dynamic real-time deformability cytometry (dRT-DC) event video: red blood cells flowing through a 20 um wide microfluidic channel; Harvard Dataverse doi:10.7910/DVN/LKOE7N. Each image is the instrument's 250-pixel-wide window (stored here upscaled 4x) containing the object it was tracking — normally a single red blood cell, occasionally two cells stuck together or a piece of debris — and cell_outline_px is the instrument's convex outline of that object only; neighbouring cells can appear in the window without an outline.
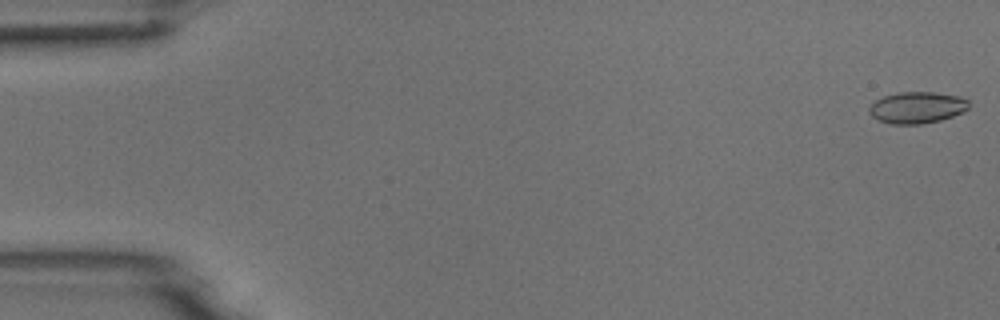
{"species": "common noctule bat (a hibernating species)", "species_latin": "Nyctalus noctula", "temperature_condition": "room temperature", "stored_images_in_passage": 54, "camera_frame_rate_fps": 3000, "um_per_image_px": 0.085, "animal": {"sex": "male", "body_mass_g": 18.8}, "frame": {"image": 1, "passage_image": 1, "time_ms": 0.0, "image_size_px": [1000, 320], "cell_outline_px": [[968, 108], [964, 112], [940, 120], [920, 124], [892, 124], [880, 120], [872, 116], [868, 112], [868, 108], [876, 100], [884, 96], [900, 92], [936, 92], [960, 96], [968, 100]], "centroid_in_image_um": [77.96, 9.13], "position_along_channel_um": 7.0, "area_um2": 18.26}}
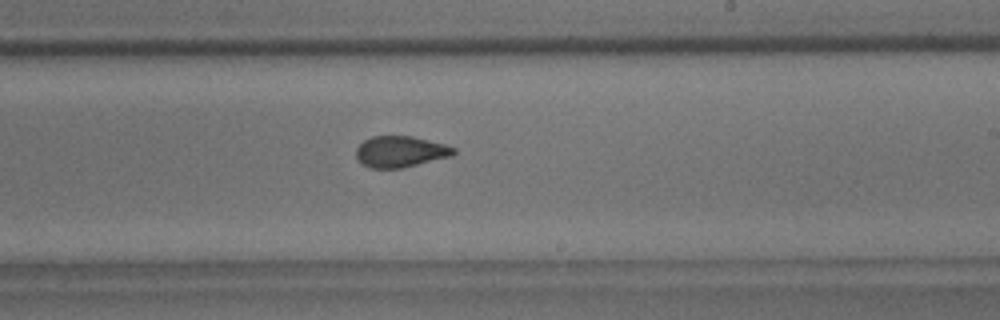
{"frame": {"image": 2, "passage_image": 32, "time_ms": 10.333, "image_size_px": [1000, 320], "cell_outline_px": [[456, 152], [452, 156], [404, 168], [368, 168], [356, 156], [356, 148], [364, 140], [372, 136], [412, 136], [444, 144], [456, 148]], "centroid_in_image_um": [34.05, 12.89], "position_along_channel_um": 254.9, "area_um2": 17.74}}
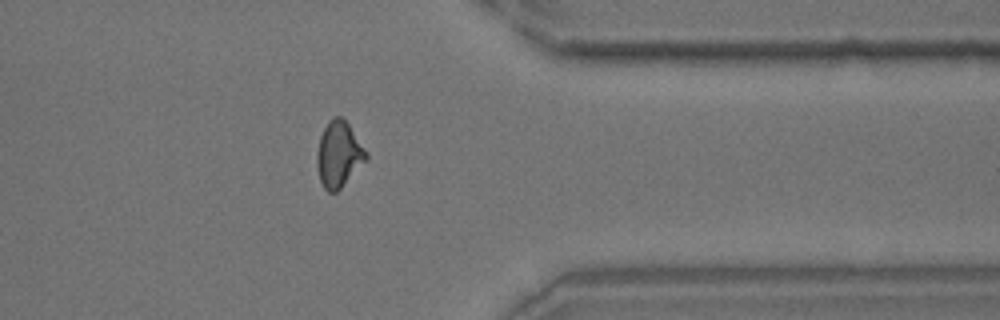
{"frame": {"image": 3, "passage_image": 43, "time_ms": 14.0, "image_size_px": [1000, 320], "cell_outline_px": [[368, 156], [340, 188], [336, 192], [328, 192], [324, 188], [320, 180], [316, 164], [316, 152], [320, 136], [328, 120], [336, 116], [340, 116], [348, 124], [368, 152]], "centroid_in_image_um": [28.76, 13.1], "position_along_channel_um": 382.6, "area_um2": 18.55}}